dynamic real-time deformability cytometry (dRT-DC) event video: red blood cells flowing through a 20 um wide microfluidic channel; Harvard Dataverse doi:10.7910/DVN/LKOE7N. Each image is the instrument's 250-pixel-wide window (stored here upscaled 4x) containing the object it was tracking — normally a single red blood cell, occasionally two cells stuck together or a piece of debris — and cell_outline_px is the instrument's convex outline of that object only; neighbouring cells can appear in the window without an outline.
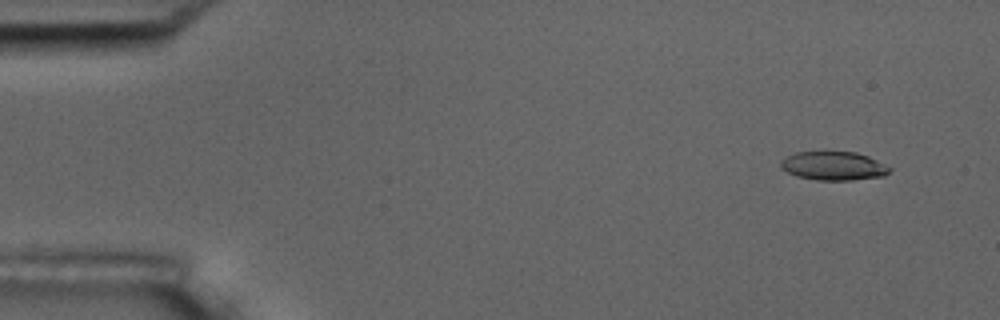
{"species": "common noctule bat (a hibernating species)", "species_latin": "Nyctalus noctula", "temperature_condition": "room temperature", "stored_images_in_passage": 5, "camera_frame_rate_fps": 3000, "um_per_image_px": 0.085, "animal": {"sex": "male", "body_mass_g": 17.5, "forearm_length_mm": 52.3}, "frame": {"image": 1, "passage_image": 1, "time_ms": 0.0, "image_size_px": [1000, 320], "cell_outline_px": [[892, 168], [884, 176], [852, 180], [816, 180], [796, 176], [780, 168], [780, 160], [796, 152], [856, 152], [868, 156]], "centroid_in_image_um": [70.83, 14.11], "position_along_channel_um": 14.2, "area_um2": 18.15}}